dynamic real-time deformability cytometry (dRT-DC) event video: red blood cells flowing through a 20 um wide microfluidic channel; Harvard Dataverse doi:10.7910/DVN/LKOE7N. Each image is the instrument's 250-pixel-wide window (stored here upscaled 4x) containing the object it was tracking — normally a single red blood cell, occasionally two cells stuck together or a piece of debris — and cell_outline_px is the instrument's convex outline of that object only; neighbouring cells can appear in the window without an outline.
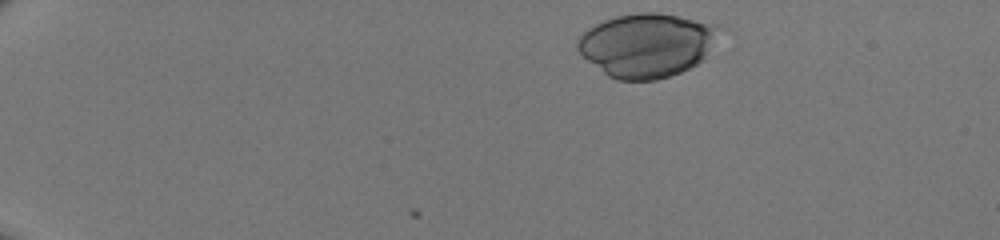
{"species": "human", "species_latin": "Homo sapiens", "temperature_condition": "room temperature", "stored_images_in_passage": 41, "camera_frame_rate_fps": 3000, "um_per_image_px": 0.085, "donor": {"sex": "male"}, "frame": {"image": 1, "passage_image": 1, "time_ms": 0.0, "image_size_px": [1000, 240], "cell_outline_px": [[728, 28], [704, 60], [680, 72], [656, 80], [616, 80], [608, 76], [588, 60], [576, 48], [576, 40], [588, 28], [604, 20], [616, 16], [636, 12], [660, 12], [720, 24]], "centroid_in_image_um": [55.1, 3.8], "position_along_channel_um": 29.9, "area_um2": 53.7}}